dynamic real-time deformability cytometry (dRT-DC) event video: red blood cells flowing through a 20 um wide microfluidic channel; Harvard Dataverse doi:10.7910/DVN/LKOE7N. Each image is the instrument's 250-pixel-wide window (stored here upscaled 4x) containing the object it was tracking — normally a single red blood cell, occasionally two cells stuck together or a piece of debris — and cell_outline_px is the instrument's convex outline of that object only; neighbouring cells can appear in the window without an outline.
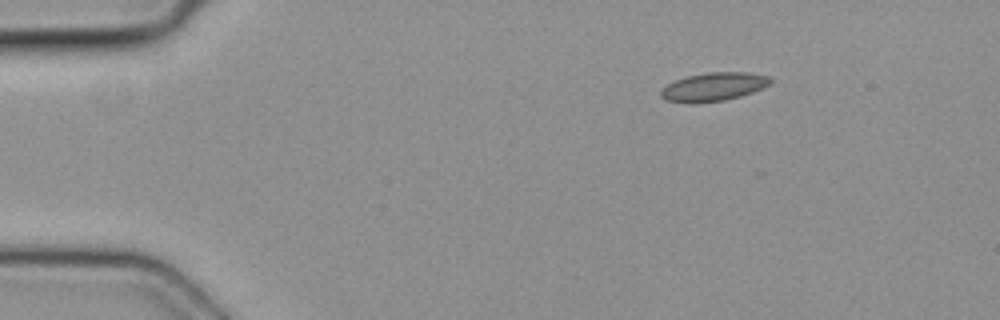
{"species": "common noctule bat (a hibernating species)", "species_latin": "Nyctalus noctula", "temperature_condition": "cold", "stored_images_in_passage": 42, "camera_frame_rate_fps": 3000, "um_per_image_px": 0.085, "animal": {"sex": "female", "body_mass_g": 19.3, "forearm_length_mm": 54.1}, "frame": {"image": 1, "passage_image": 1, "time_ms": 0.0, "image_size_px": [1000, 320], "cell_outline_px": [[772, 84], [764, 88], [740, 96], [724, 100], [664, 100], [660, 96], [660, 88], [676, 80], [688, 76], [708, 72], [748, 72], [772, 76]], "centroid_in_image_um": [60.76, 7.32], "position_along_channel_um": 24.2, "area_um2": 17.63}}
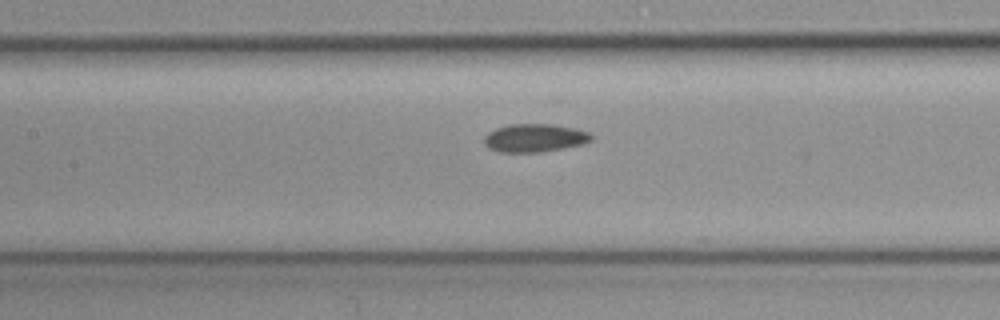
{"frame": {"image": 2, "passage_image": 16, "time_ms": 5.0, "image_size_px": [1000, 320], "cell_outline_px": [[592, 140], [584, 144], [564, 148], [540, 152], [500, 152], [484, 144], [484, 136], [488, 132], [496, 128], [508, 124], [552, 124], [592, 132]], "centroid_in_image_um": [45.47, 11.72], "position_along_channel_um": 161.9, "area_um2": 17.63}}
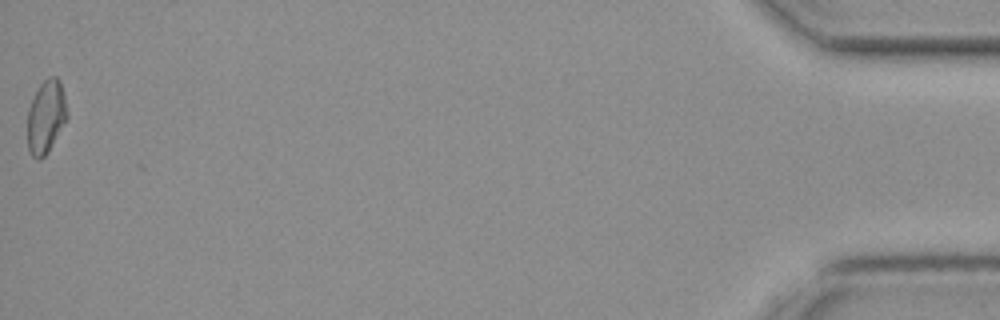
{"frame": {"image": 3, "passage_image": 42, "time_ms": 13.667, "image_size_px": [1000, 320], "cell_outline_px": [[68, 116], [48, 152], [40, 160], [36, 160], [32, 156], [28, 148], [28, 108], [40, 84], [48, 76], [56, 76], [60, 80], [68, 112]], "centroid_in_image_um": [3.91, 9.92], "position_along_channel_um": 431.3, "area_um2": 16.82}}